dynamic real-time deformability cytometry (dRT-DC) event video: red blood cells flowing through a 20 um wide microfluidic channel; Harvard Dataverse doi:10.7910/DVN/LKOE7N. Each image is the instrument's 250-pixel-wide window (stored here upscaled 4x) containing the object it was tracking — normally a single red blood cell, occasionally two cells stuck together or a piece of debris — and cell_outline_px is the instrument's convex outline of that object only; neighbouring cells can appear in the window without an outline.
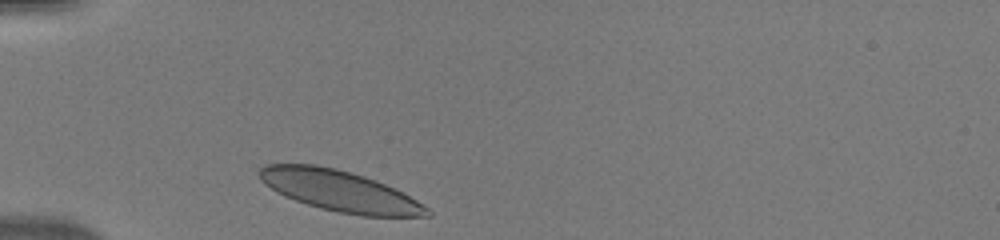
{"species": "human", "species_latin": "Homo sapiens", "temperature_condition": "warm", "stored_images_in_passage": 29, "camera_frame_rate_fps": 3000, "um_per_image_px": 0.085, "donor": {"sex": "male"}, "frame": {"image": 1, "passage_image": 1, "time_ms": 0.0, "image_size_px": [1000, 240], "cell_outline_px": [[432, 216], [360, 216], [336, 212], [320, 208], [296, 200], [276, 192], [264, 184], [260, 180], [256, 172], [264, 164], [316, 164], [336, 168], [364, 176], [376, 180], [416, 200], [428, 208], [432, 212]], "centroid_in_image_um": [28.82, 16.22], "position_along_channel_um": 56.2, "area_um2": 39.88}}
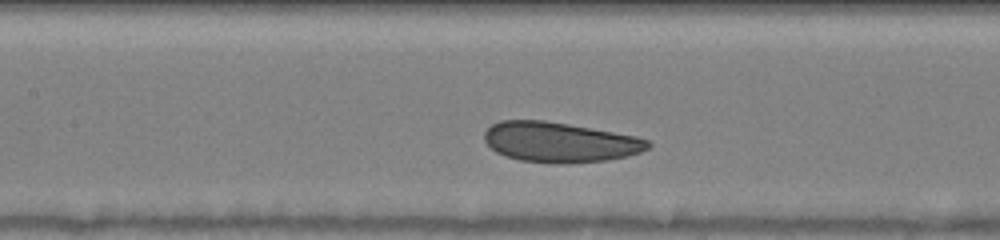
{"frame": {"image": 2, "passage_image": 10, "time_ms": 3.0, "image_size_px": [1000, 240], "cell_outline_px": [[652, 144], [648, 148], [640, 152], [628, 156], [608, 160], [560, 164], [552, 164], [520, 160], [504, 156], [496, 152], [484, 140], [484, 132], [492, 124], [500, 120], [544, 120], [568, 124], [636, 136], [648, 140]], "centroid_in_image_um": [47.56, 12.09], "position_along_channel_um": 159.8, "area_um2": 38.32}}
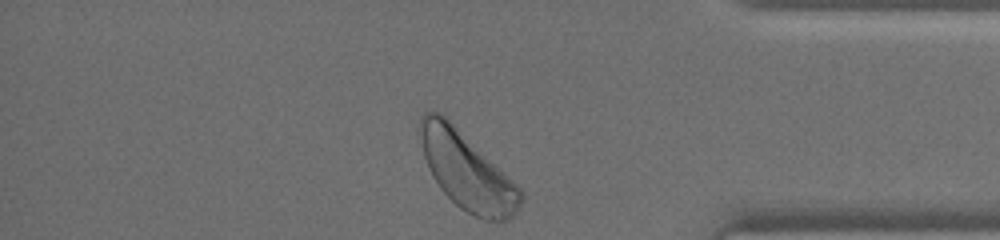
{"frame": {"image": 3, "passage_image": 29, "time_ms": 9.333, "image_size_px": [1000, 240], "cell_outline_px": [[524, 196], [516, 212], [508, 220], [484, 220], [460, 208], [440, 188], [432, 176], [428, 168], [424, 156], [420, 132], [420, 116], [424, 112], [440, 112], [516, 184], [524, 192]], "centroid_in_image_um": [39.68, 14.56], "position_along_channel_um": 395.5, "area_um2": 44.1}}